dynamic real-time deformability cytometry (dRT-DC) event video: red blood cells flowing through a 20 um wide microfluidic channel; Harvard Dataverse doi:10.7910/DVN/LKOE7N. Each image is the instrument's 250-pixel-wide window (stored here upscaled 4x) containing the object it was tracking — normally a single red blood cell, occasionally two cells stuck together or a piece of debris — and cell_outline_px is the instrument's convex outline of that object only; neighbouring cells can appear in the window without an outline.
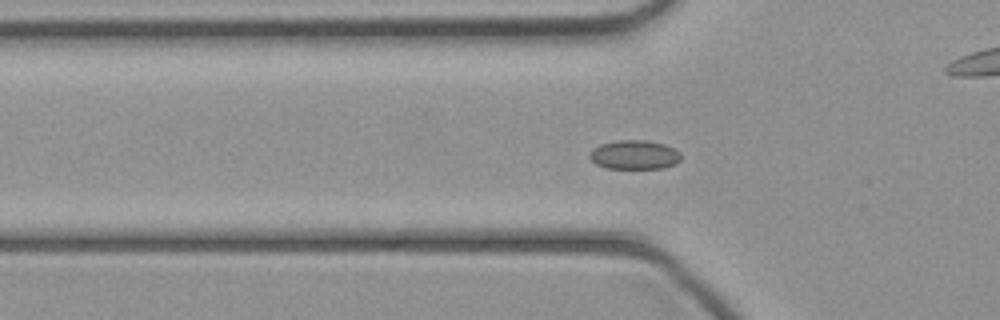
{"species": "common noctule bat (a hibernating species)", "species_latin": "Nyctalus noctula", "temperature_condition": "cold", "stored_images_in_passage": 46, "camera_frame_rate_fps": 3000, "um_per_image_px": 0.085, "animal": {"sex": "female", "body_mass_g": 21.9}, "frame": {"image": 1, "passage_image": 15, "time_ms": 4.667, "image_size_px": [1000, 320], "cell_outline_px": [[680, 160], [676, 164], [664, 168], [608, 168], [596, 164], [588, 156], [588, 152], [592, 148], [600, 144], [616, 140], [644, 140], [664, 144], [680, 152]], "centroid_in_image_um": [53.9, 13.15], "position_along_channel_um": 71.9, "area_um2": 15.55}}
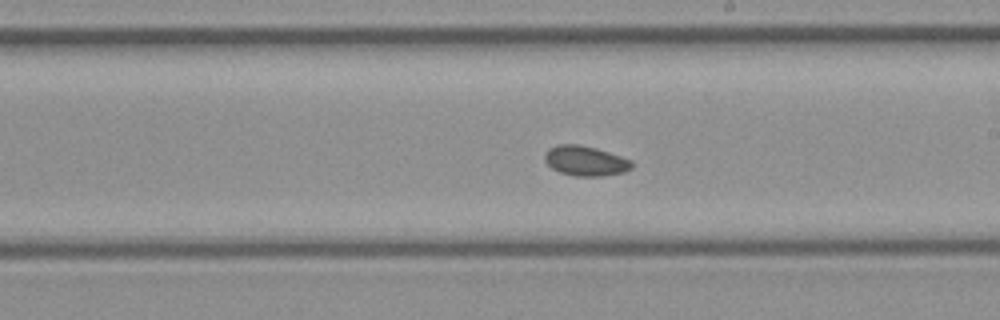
{"frame": {"image": 2, "passage_image": 26, "time_ms": 8.333, "image_size_px": [1000, 320], "cell_outline_px": [[632, 168], [624, 172], [600, 176], [576, 176], [560, 172], [552, 168], [544, 160], [544, 156], [548, 148], [556, 144], [580, 144], [596, 148], [632, 160]], "centroid_in_image_um": [49.74, 13.66], "position_along_channel_um": 239.3, "area_um2": 15.2}}
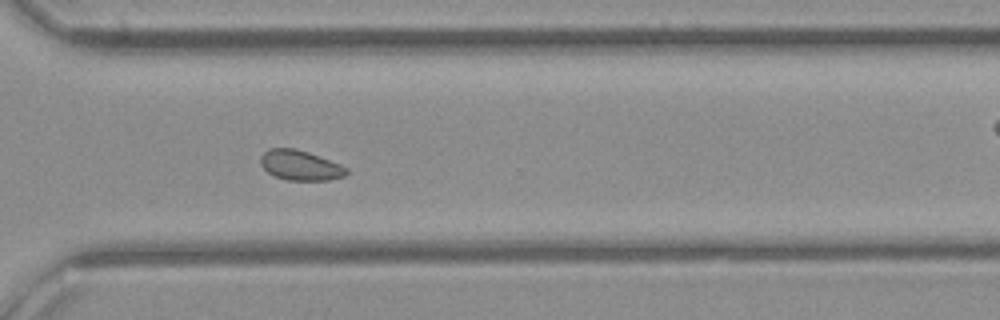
{"frame": {"image": 3, "passage_image": 33, "time_ms": 10.667, "image_size_px": [1000, 320], "cell_outline_px": [[348, 172], [344, 176], [328, 180], [288, 180], [276, 176], [268, 172], [260, 164], [260, 156], [268, 148], [296, 148], [308, 152], [340, 164], [348, 168]], "centroid_in_image_um": [25.51, 14.04], "position_along_channel_um": 345.1, "area_um2": 14.97}}